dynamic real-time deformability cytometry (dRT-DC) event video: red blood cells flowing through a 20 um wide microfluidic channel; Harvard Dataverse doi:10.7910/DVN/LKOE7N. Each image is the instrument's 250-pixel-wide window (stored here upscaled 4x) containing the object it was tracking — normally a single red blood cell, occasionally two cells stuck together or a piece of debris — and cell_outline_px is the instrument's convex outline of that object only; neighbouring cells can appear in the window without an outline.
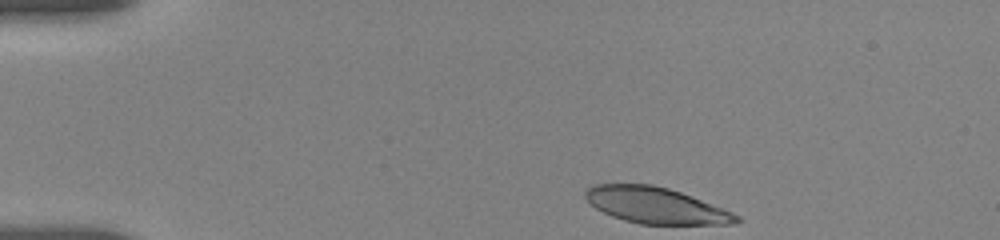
{"species": "human", "species_latin": "Homo sapiens", "temperature_condition": "room temperature", "stored_images_in_passage": 38, "camera_frame_rate_fps": 3000, "um_per_image_px": 0.085, "donor": {"sex": "female"}, "frame": {"image": 1, "passage_image": 1, "time_ms": 0.0, "image_size_px": [1000, 240], "cell_outline_px": [[744, 220], [732, 224], [640, 224], [624, 220], [612, 216], [596, 208], [584, 196], [584, 192], [592, 184], [652, 184], [668, 188], [692, 196], [724, 208], [740, 216]], "centroid_in_image_um": [55.77, 17.46], "position_along_channel_um": 29.2, "area_um2": 31.79}}
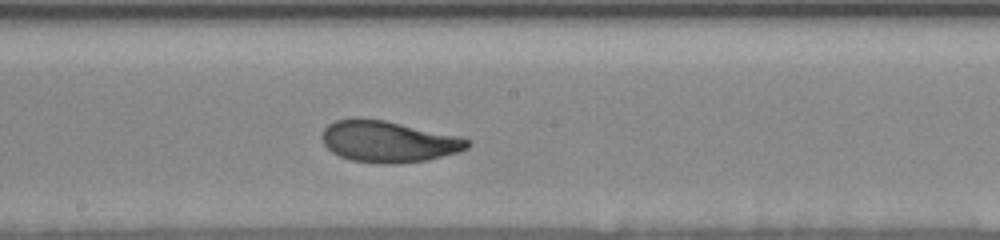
{"frame": {"image": 2, "passage_image": 22, "time_ms": 7.0, "image_size_px": [1000, 240], "cell_outline_px": [[472, 140], [468, 148], [456, 152], [428, 160], [396, 164], [380, 164], [352, 160], [340, 156], [332, 152], [324, 144], [320, 136], [324, 128], [328, 124], [336, 120], [384, 120], [456, 136]], "centroid_in_image_um": [33.0, 12.06], "position_along_channel_um": 215.2, "area_um2": 34.45}}
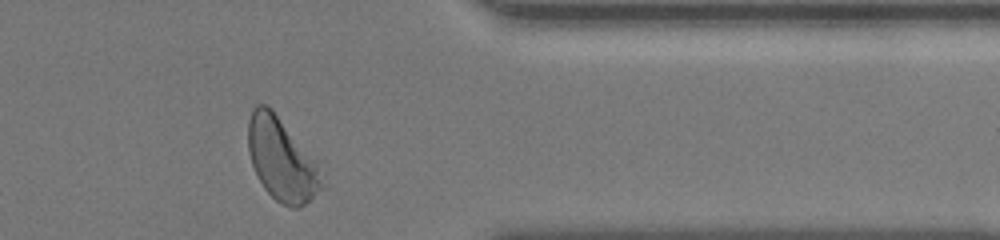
{"frame": {"image": 3, "passage_image": 37, "time_ms": 12.0, "image_size_px": [1000, 240], "cell_outline_px": [[324, 188], [312, 200], [300, 208], [292, 208], [280, 204], [264, 188], [252, 164], [248, 152], [248, 120], [252, 108], [256, 104], [268, 104], [272, 108], [316, 164], [324, 184]], "centroid_in_image_um": [23.91, 13.58], "position_along_channel_um": 387.5, "area_um2": 35.14}, "authors_computed_cell_mechanics": {"area_um2": 34.5933, "velocity_mm_per_s": 3.6441, "shape_relaxation_time_tau1_ms": 3.8468, "shape_relaxation_time_tau2_ms": 1.0296, "deformation_change_tau1": 0.1683, "deformation_change_tau2": 0.0688}}